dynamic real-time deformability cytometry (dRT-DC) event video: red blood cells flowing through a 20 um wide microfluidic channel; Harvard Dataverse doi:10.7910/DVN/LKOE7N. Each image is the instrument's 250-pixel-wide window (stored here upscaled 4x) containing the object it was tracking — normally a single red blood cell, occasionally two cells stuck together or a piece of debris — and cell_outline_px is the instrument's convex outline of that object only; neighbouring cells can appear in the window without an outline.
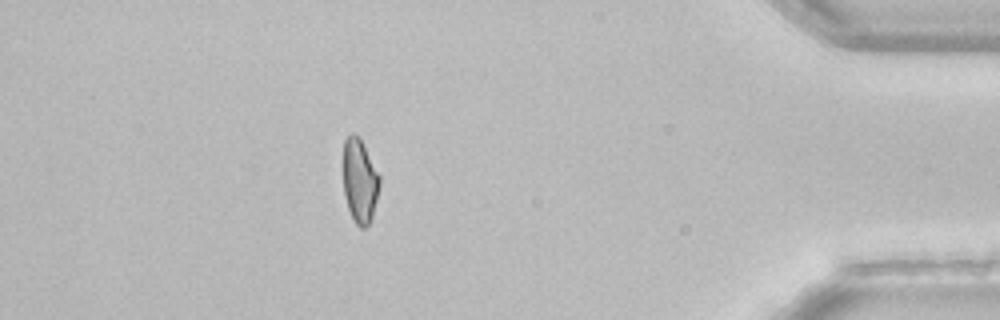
{"species": "common noctule bat (a hibernating species)", "species_latin": "Nyctalus noctula", "temperature_condition": "room temperature", "stored_images_in_passage": 52, "segment_of_instrument_passage": [1, 2], "camera_frame_rate_fps": 3000, "um_per_image_px": 0.085, "animal": {"sex": "female", "body_mass_g": 22.7, "forearm_length_mm": 54.2}, "frame": {"image": 1, "passage_image": 45, "time_ms": 14.667, "image_size_px": [1000, 320], "cell_outline_px": [[380, 184], [372, 220], [364, 228], [360, 228], [356, 224], [348, 208], [344, 196], [344, 140], [352, 132], [360, 140], [380, 176]], "centroid_in_image_um": [30.58, 15.43], "position_along_channel_um": 404.6, "area_um2": 17.51}}